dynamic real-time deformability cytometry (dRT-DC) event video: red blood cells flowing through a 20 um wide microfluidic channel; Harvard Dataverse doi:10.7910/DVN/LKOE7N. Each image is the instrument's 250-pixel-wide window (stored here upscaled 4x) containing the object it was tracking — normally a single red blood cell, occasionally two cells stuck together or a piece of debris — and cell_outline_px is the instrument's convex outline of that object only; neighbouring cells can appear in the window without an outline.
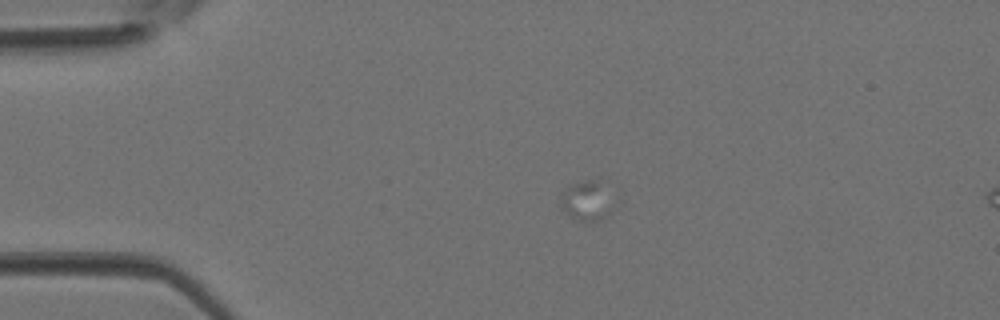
{"species": "Egyptian fruit bat (a non-hibernating species)", "species_latin": "Rousettus aegyptiacus", "temperature_condition": "room temperature", "stored_images_in_passage": 5, "camera_frame_rate_fps": 3000, "um_per_image_px": 0.085, "animal": {"sex": "female"}, "frame": {"image": 1, "passage_image": 3, "time_ms": 0.667, "image_size_px": [1000, 320], "cell_outline_px": [[608, 216], [600, 220], [576, 220], [560, 208], [560, 204], [564, 192], [568, 184], [588, 180], [592, 180], [596, 184], [608, 208]], "centroid_in_image_um": [49.65, 17.14], "position_along_channel_um": 35.3, "area_um2": 10.58}}